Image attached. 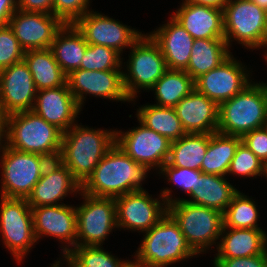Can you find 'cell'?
Returning a JSON list of instances; mask_svg holds the SVG:
<instances>
[{"label":"cell","mask_w":267,"mask_h":267,"mask_svg":"<svg viewBox=\"0 0 267 267\" xmlns=\"http://www.w3.org/2000/svg\"><path fill=\"white\" fill-rule=\"evenodd\" d=\"M149 172L146 166L136 163L115 143L81 185V191L95 197L116 198L143 190L142 183Z\"/></svg>","instance_id":"obj_1"},{"label":"cell","mask_w":267,"mask_h":267,"mask_svg":"<svg viewBox=\"0 0 267 267\" xmlns=\"http://www.w3.org/2000/svg\"><path fill=\"white\" fill-rule=\"evenodd\" d=\"M93 129L78 123L63 133L59 160L82 185L104 155L115 145V131Z\"/></svg>","instance_id":"obj_2"},{"label":"cell","mask_w":267,"mask_h":267,"mask_svg":"<svg viewBox=\"0 0 267 267\" xmlns=\"http://www.w3.org/2000/svg\"><path fill=\"white\" fill-rule=\"evenodd\" d=\"M144 234L132 267H168L197 255L168 212Z\"/></svg>","instance_id":"obj_3"},{"label":"cell","mask_w":267,"mask_h":267,"mask_svg":"<svg viewBox=\"0 0 267 267\" xmlns=\"http://www.w3.org/2000/svg\"><path fill=\"white\" fill-rule=\"evenodd\" d=\"M62 137L60 129L32 110L6 116V146L13 149L58 160Z\"/></svg>","instance_id":"obj_4"},{"label":"cell","mask_w":267,"mask_h":267,"mask_svg":"<svg viewBox=\"0 0 267 267\" xmlns=\"http://www.w3.org/2000/svg\"><path fill=\"white\" fill-rule=\"evenodd\" d=\"M267 117V83L251 82L233 98L219 105L217 132L243 137L263 127Z\"/></svg>","instance_id":"obj_5"},{"label":"cell","mask_w":267,"mask_h":267,"mask_svg":"<svg viewBox=\"0 0 267 267\" xmlns=\"http://www.w3.org/2000/svg\"><path fill=\"white\" fill-rule=\"evenodd\" d=\"M167 212L178 223L187 244L198 255L218 245L223 213L217 209L178 200L167 205Z\"/></svg>","instance_id":"obj_6"},{"label":"cell","mask_w":267,"mask_h":267,"mask_svg":"<svg viewBox=\"0 0 267 267\" xmlns=\"http://www.w3.org/2000/svg\"><path fill=\"white\" fill-rule=\"evenodd\" d=\"M130 51L127 70L122 72L123 86L130 101L135 102L140 89L149 91L168 68L159 46L148 34L143 33Z\"/></svg>","instance_id":"obj_7"},{"label":"cell","mask_w":267,"mask_h":267,"mask_svg":"<svg viewBox=\"0 0 267 267\" xmlns=\"http://www.w3.org/2000/svg\"><path fill=\"white\" fill-rule=\"evenodd\" d=\"M1 157V196L27 199L41 178L49 158L5 146Z\"/></svg>","instance_id":"obj_8"},{"label":"cell","mask_w":267,"mask_h":267,"mask_svg":"<svg viewBox=\"0 0 267 267\" xmlns=\"http://www.w3.org/2000/svg\"><path fill=\"white\" fill-rule=\"evenodd\" d=\"M0 201V234L5 247L20 263L37 243L31 207L24 198L0 196Z\"/></svg>","instance_id":"obj_9"},{"label":"cell","mask_w":267,"mask_h":267,"mask_svg":"<svg viewBox=\"0 0 267 267\" xmlns=\"http://www.w3.org/2000/svg\"><path fill=\"white\" fill-rule=\"evenodd\" d=\"M80 194L84 200L76 206V246H102L110 232L118 228L115 198Z\"/></svg>","instance_id":"obj_10"},{"label":"cell","mask_w":267,"mask_h":267,"mask_svg":"<svg viewBox=\"0 0 267 267\" xmlns=\"http://www.w3.org/2000/svg\"><path fill=\"white\" fill-rule=\"evenodd\" d=\"M266 19L267 11L251 0H229L223 8L224 38L228 47L235 40L247 50L258 49Z\"/></svg>","instance_id":"obj_11"},{"label":"cell","mask_w":267,"mask_h":267,"mask_svg":"<svg viewBox=\"0 0 267 267\" xmlns=\"http://www.w3.org/2000/svg\"><path fill=\"white\" fill-rule=\"evenodd\" d=\"M139 125L126 132L115 131V143L136 163L160 170L168 161L171 142L140 121Z\"/></svg>","instance_id":"obj_12"},{"label":"cell","mask_w":267,"mask_h":267,"mask_svg":"<svg viewBox=\"0 0 267 267\" xmlns=\"http://www.w3.org/2000/svg\"><path fill=\"white\" fill-rule=\"evenodd\" d=\"M88 44L102 45L115 49L120 54L131 48L143 35L136 28L122 24L98 11H89L74 24Z\"/></svg>","instance_id":"obj_13"},{"label":"cell","mask_w":267,"mask_h":267,"mask_svg":"<svg viewBox=\"0 0 267 267\" xmlns=\"http://www.w3.org/2000/svg\"><path fill=\"white\" fill-rule=\"evenodd\" d=\"M159 198L144 189L116 197L117 227L138 233L151 229L167 213V204Z\"/></svg>","instance_id":"obj_14"},{"label":"cell","mask_w":267,"mask_h":267,"mask_svg":"<svg viewBox=\"0 0 267 267\" xmlns=\"http://www.w3.org/2000/svg\"><path fill=\"white\" fill-rule=\"evenodd\" d=\"M247 69L231 54L219 66L197 78L195 89L220 105L252 82Z\"/></svg>","instance_id":"obj_15"},{"label":"cell","mask_w":267,"mask_h":267,"mask_svg":"<svg viewBox=\"0 0 267 267\" xmlns=\"http://www.w3.org/2000/svg\"><path fill=\"white\" fill-rule=\"evenodd\" d=\"M122 72L121 69L108 71L77 69L67 76V83L81 109L88 94L110 101L130 102L124 90Z\"/></svg>","instance_id":"obj_16"},{"label":"cell","mask_w":267,"mask_h":267,"mask_svg":"<svg viewBox=\"0 0 267 267\" xmlns=\"http://www.w3.org/2000/svg\"><path fill=\"white\" fill-rule=\"evenodd\" d=\"M31 212L33 231L37 241L43 236L57 238L62 244H65L64 247H61L63 256L70 249L76 247L77 215L75 206L61 203L59 205L31 207Z\"/></svg>","instance_id":"obj_17"},{"label":"cell","mask_w":267,"mask_h":267,"mask_svg":"<svg viewBox=\"0 0 267 267\" xmlns=\"http://www.w3.org/2000/svg\"><path fill=\"white\" fill-rule=\"evenodd\" d=\"M37 89L25 61L0 71V112L5 116L33 110Z\"/></svg>","instance_id":"obj_18"},{"label":"cell","mask_w":267,"mask_h":267,"mask_svg":"<svg viewBox=\"0 0 267 267\" xmlns=\"http://www.w3.org/2000/svg\"><path fill=\"white\" fill-rule=\"evenodd\" d=\"M8 25L21 47L28 51L50 48L56 33L64 24L54 14L17 9Z\"/></svg>","instance_id":"obj_19"},{"label":"cell","mask_w":267,"mask_h":267,"mask_svg":"<svg viewBox=\"0 0 267 267\" xmlns=\"http://www.w3.org/2000/svg\"><path fill=\"white\" fill-rule=\"evenodd\" d=\"M81 184L58 159L50 161L27 198L30 207L59 205L69 194H80ZM60 201V202H59Z\"/></svg>","instance_id":"obj_20"},{"label":"cell","mask_w":267,"mask_h":267,"mask_svg":"<svg viewBox=\"0 0 267 267\" xmlns=\"http://www.w3.org/2000/svg\"><path fill=\"white\" fill-rule=\"evenodd\" d=\"M225 177L216 174H206L201 170H196L195 188H192L188 194L192 199L189 198V200L179 197L174 199L171 195L173 191L167 187L161 190L159 196L164 199L167 205L178 200H185L192 204L217 209L223 213L230 204L233 196L239 191Z\"/></svg>","instance_id":"obj_21"},{"label":"cell","mask_w":267,"mask_h":267,"mask_svg":"<svg viewBox=\"0 0 267 267\" xmlns=\"http://www.w3.org/2000/svg\"><path fill=\"white\" fill-rule=\"evenodd\" d=\"M81 110L66 83L37 91L32 111L64 133L77 123L76 118Z\"/></svg>","instance_id":"obj_22"},{"label":"cell","mask_w":267,"mask_h":267,"mask_svg":"<svg viewBox=\"0 0 267 267\" xmlns=\"http://www.w3.org/2000/svg\"><path fill=\"white\" fill-rule=\"evenodd\" d=\"M186 133H216L219 123V105L194 89L175 107Z\"/></svg>","instance_id":"obj_23"},{"label":"cell","mask_w":267,"mask_h":267,"mask_svg":"<svg viewBox=\"0 0 267 267\" xmlns=\"http://www.w3.org/2000/svg\"><path fill=\"white\" fill-rule=\"evenodd\" d=\"M157 28L148 35L159 46L167 68L169 70H185L195 39L172 16L166 24Z\"/></svg>","instance_id":"obj_24"},{"label":"cell","mask_w":267,"mask_h":267,"mask_svg":"<svg viewBox=\"0 0 267 267\" xmlns=\"http://www.w3.org/2000/svg\"><path fill=\"white\" fill-rule=\"evenodd\" d=\"M194 39L224 38L223 10L182 2L171 15Z\"/></svg>","instance_id":"obj_25"},{"label":"cell","mask_w":267,"mask_h":267,"mask_svg":"<svg viewBox=\"0 0 267 267\" xmlns=\"http://www.w3.org/2000/svg\"><path fill=\"white\" fill-rule=\"evenodd\" d=\"M219 240L214 258L251 257L267 251V234L261 228L223 227Z\"/></svg>","instance_id":"obj_26"},{"label":"cell","mask_w":267,"mask_h":267,"mask_svg":"<svg viewBox=\"0 0 267 267\" xmlns=\"http://www.w3.org/2000/svg\"><path fill=\"white\" fill-rule=\"evenodd\" d=\"M87 46L84 36L73 24H64L56 33L50 49L58 65L68 76L80 68Z\"/></svg>","instance_id":"obj_27"},{"label":"cell","mask_w":267,"mask_h":267,"mask_svg":"<svg viewBox=\"0 0 267 267\" xmlns=\"http://www.w3.org/2000/svg\"><path fill=\"white\" fill-rule=\"evenodd\" d=\"M230 51L225 38L195 39L185 71L195 81L225 61Z\"/></svg>","instance_id":"obj_28"},{"label":"cell","mask_w":267,"mask_h":267,"mask_svg":"<svg viewBox=\"0 0 267 267\" xmlns=\"http://www.w3.org/2000/svg\"><path fill=\"white\" fill-rule=\"evenodd\" d=\"M23 60L28 65L37 91L56 88L67 83L50 48L25 51Z\"/></svg>","instance_id":"obj_29"},{"label":"cell","mask_w":267,"mask_h":267,"mask_svg":"<svg viewBox=\"0 0 267 267\" xmlns=\"http://www.w3.org/2000/svg\"><path fill=\"white\" fill-rule=\"evenodd\" d=\"M208 144L209 134L186 133L180 139L171 142L167 163L174 167L201 170Z\"/></svg>","instance_id":"obj_30"},{"label":"cell","mask_w":267,"mask_h":267,"mask_svg":"<svg viewBox=\"0 0 267 267\" xmlns=\"http://www.w3.org/2000/svg\"><path fill=\"white\" fill-rule=\"evenodd\" d=\"M242 137L229 136L221 133L209 134L208 149L201 165L206 174L227 175L230 163Z\"/></svg>","instance_id":"obj_31"},{"label":"cell","mask_w":267,"mask_h":267,"mask_svg":"<svg viewBox=\"0 0 267 267\" xmlns=\"http://www.w3.org/2000/svg\"><path fill=\"white\" fill-rule=\"evenodd\" d=\"M136 117L146 127L165 136L170 142L176 141L186 134L175 108L154 104L142 105L137 109Z\"/></svg>","instance_id":"obj_32"},{"label":"cell","mask_w":267,"mask_h":267,"mask_svg":"<svg viewBox=\"0 0 267 267\" xmlns=\"http://www.w3.org/2000/svg\"><path fill=\"white\" fill-rule=\"evenodd\" d=\"M195 89L194 80L185 70H167L150 89L155 91L154 105L174 108Z\"/></svg>","instance_id":"obj_33"},{"label":"cell","mask_w":267,"mask_h":267,"mask_svg":"<svg viewBox=\"0 0 267 267\" xmlns=\"http://www.w3.org/2000/svg\"><path fill=\"white\" fill-rule=\"evenodd\" d=\"M69 267H132V260H120L102 246H76L62 256Z\"/></svg>","instance_id":"obj_34"},{"label":"cell","mask_w":267,"mask_h":267,"mask_svg":"<svg viewBox=\"0 0 267 267\" xmlns=\"http://www.w3.org/2000/svg\"><path fill=\"white\" fill-rule=\"evenodd\" d=\"M260 214L252 198L238 191L223 212V227L237 229L261 228L257 224Z\"/></svg>","instance_id":"obj_35"},{"label":"cell","mask_w":267,"mask_h":267,"mask_svg":"<svg viewBox=\"0 0 267 267\" xmlns=\"http://www.w3.org/2000/svg\"><path fill=\"white\" fill-rule=\"evenodd\" d=\"M115 49L88 44L82 57L80 68L89 71H108L122 69L123 57ZM122 57V58H121Z\"/></svg>","instance_id":"obj_36"},{"label":"cell","mask_w":267,"mask_h":267,"mask_svg":"<svg viewBox=\"0 0 267 267\" xmlns=\"http://www.w3.org/2000/svg\"><path fill=\"white\" fill-rule=\"evenodd\" d=\"M263 163L241 141L236 148L235 155L230 163L227 174H236L241 177L262 176Z\"/></svg>","instance_id":"obj_37"},{"label":"cell","mask_w":267,"mask_h":267,"mask_svg":"<svg viewBox=\"0 0 267 267\" xmlns=\"http://www.w3.org/2000/svg\"><path fill=\"white\" fill-rule=\"evenodd\" d=\"M25 50L21 47L11 27L0 26V71L23 61Z\"/></svg>","instance_id":"obj_38"},{"label":"cell","mask_w":267,"mask_h":267,"mask_svg":"<svg viewBox=\"0 0 267 267\" xmlns=\"http://www.w3.org/2000/svg\"><path fill=\"white\" fill-rule=\"evenodd\" d=\"M90 0H53V14L63 24H74L89 12Z\"/></svg>","instance_id":"obj_39"},{"label":"cell","mask_w":267,"mask_h":267,"mask_svg":"<svg viewBox=\"0 0 267 267\" xmlns=\"http://www.w3.org/2000/svg\"><path fill=\"white\" fill-rule=\"evenodd\" d=\"M158 171V174L165 175L168 182L180 189L182 188L181 190L186 194H189L192 188H195L196 170L194 169L174 167L166 162Z\"/></svg>","instance_id":"obj_40"},{"label":"cell","mask_w":267,"mask_h":267,"mask_svg":"<svg viewBox=\"0 0 267 267\" xmlns=\"http://www.w3.org/2000/svg\"><path fill=\"white\" fill-rule=\"evenodd\" d=\"M242 142L262 163L267 161V131L264 127L246 133Z\"/></svg>","instance_id":"obj_41"},{"label":"cell","mask_w":267,"mask_h":267,"mask_svg":"<svg viewBox=\"0 0 267 267\" xmlns=\"http://www.w3.org/2000/svg\"><path fill=\"white\" fill-rule=\"evenodd\" d=\"M214 267H267V251L264 254L240 258H214Z\"/></svg>","instance_id":"obj_42"},{"label":"cell","mask_w":267,"mask_h":267,"mask_svg":"<svg viewBox=\"0 0 267 267\" xmlns=\"http://www.w3.org/2000/svg\"><path fill=\"white\" fill-rule=\"evenodd\" d=\"M19 10L53 14V0H18Z\"/></svg>","instance_id":"obj_43"},{"label":"cell","mask_w":267,"mask_h":267,"mask_svg":"<svg viewBox=\"0 0 267 267\" xmlns=\"http://www.w3.org/2000/svg\"><path fill=\"white\" fill-rule=\"evenodd\" d=\"M17 9V0H0V26L9 24L10 18Z\"/></svg>","instance_id":"obj_44"},{"label":"cell","mask_w":267,"mask_h":267,"mask_svg":"<svg viewBox=\"0 0 267 267\" xmlns=\"http://www.w3.org/2000/svg\"><path fill=\"white\" fill-rule=\"evenodd\" d=\"M186 3H196L199 5L209 6L213 8H219L223 10L229 0H183Z\"/></svg>","instance_id":"obj_45"},{"label":"cell","mask_w":267,"mask_h":267,"mask_svg":"<svg viewBox=\"0 0 267 267\" xmlns=\"http://www.w3.org/2000/svg\"><path fill=\"white\" fill-rule=\"evenodd\" d=\"M6 146V116L0 112V152Z\"/></svg>","instance_id":"obj_46"},{"label":"cell","mask_w":267,"mask_h":267,"mask_svg":"<svg viewBox=\"0 0 267 267\" xmlns=\"http://www.w3.org/2000/svg\"><path fill=\"white\" fill-rule=\"evenodd\" d=\"M264 47L267 48V19H266V23H265V28H264V32H263V35H262V38H261V42H260V45H259V49L263 48L264 50ZM265 59L267 58V50L265 51V54H263Z\"/></svg>","instance_id":"obj_47"},{"label":"cell","mask_w":267,"mask_h":267,"mask_svg":"<svg viewBox=\"0 0 267 267\" xmlns=\"http://www.w3.org/2000/svg\"><path fill=\"white\" fill-rule=\"evenodd\" d=\"M253 3H256L260 8L267 11V0H251Z\"/></svg>","instance_id":"obj_48"},{"label":"cell","mask_w":267,"mask_h":267,"mask_svg":"<svg viewBox=\"0 0 267 267\" xmlns=\"http://www.w3.org/2000/svg\"><path fill=\"white\" fill-rule=\"evenodd\" d=\"M262 175L267 178V161L263 163Z\"/></svg>","instance_id":"obj_49"},{"label":"cell","mask_w":267,"mask_h":267,"mask_svg":"<svg viewBox=\"0 0 267 267\" xmlns=\"http://www.w3.org/2000/svg\"><path fill=\"white\" fill-rule=\"evenodd\" d=\"M61 260H60V258H59V260H55V262L54 263H52V265H51V267H60L61 265V263L62 262H60ZM62 267V266H61ZM69 267V266H68Z\"/></svg>","instance_id":"obj_50"},{"label":"cell","mask_w":267,"mask_h":267,"mask_svg":"<svg viewBox=\"0 0 267 267\" xmlns=\"http://www.w3.org/2000/svg\"><path fill=\"white\" fill-rule=\"evenodd\" d=\"M263 127L266 129L267 131V117H266V120H265V124L263 125Z\"/></svg>","instance_id":"obj_51"}]
</instances>
